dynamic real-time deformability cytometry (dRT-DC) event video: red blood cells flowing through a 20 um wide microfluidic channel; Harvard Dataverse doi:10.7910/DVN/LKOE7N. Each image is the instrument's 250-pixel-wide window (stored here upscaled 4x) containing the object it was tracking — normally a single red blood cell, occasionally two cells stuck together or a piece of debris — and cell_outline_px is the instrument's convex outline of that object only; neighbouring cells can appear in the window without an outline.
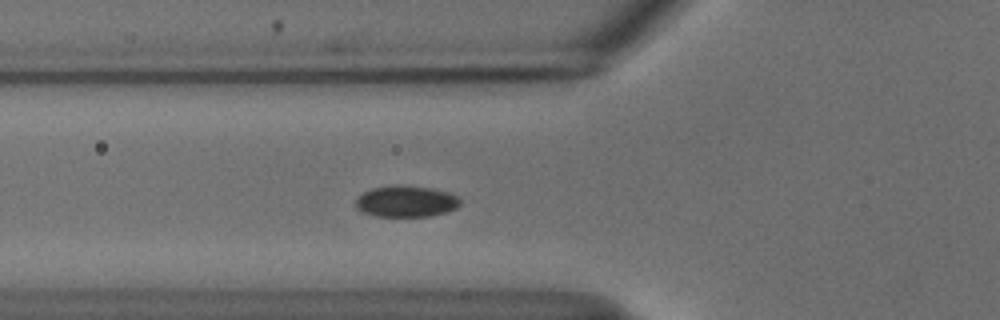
{"species": "common noctule bat (a hibernating species)", "species_latin": "Nyctalus noctula", "temperature_condition": "cold", "stored_images_in_passage": 36, "camera_frame_rate_fps": 3000, "um_per_image_px": 0.085, "animal": {"sex": "male", "body_mass_g": 18.8}, "frame": {"image": 1, "passage_image": 2, "time_ms": 0.333, "image_size_px": [1000, 320], "cell_outline_px": [[460, 204], [456, 208], [444, 212], [428, 216], [376, 216], [360, 212], [356, 208], [356, 200], [364, 192], [372, 188], [396, 184], [432, 188], [448, 192], [456, 196], [460, 200]], "centroid_in_image_um": [34.49, 17.11], "position_along_channel_um": 91.3, "area_um2": 19.02}}
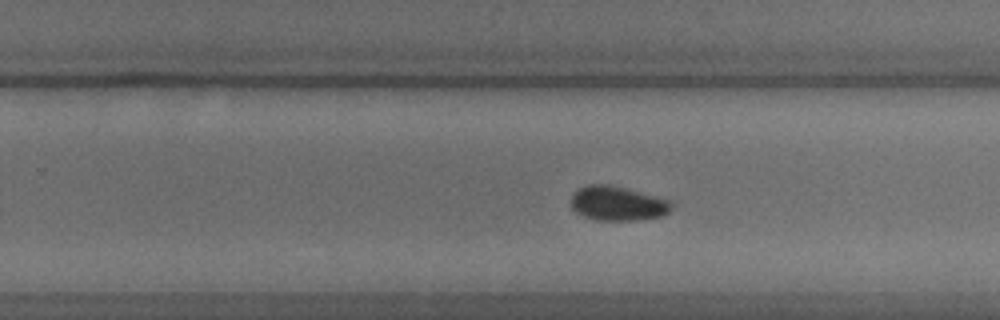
{"frame": {"image": 2, "passage_image": 17, "time_ms": 5.333, "image_size_px": [1000, 320], "cell_outline_px": [[672, 208], [664, 216], [640, 220], [596, 220], [584, 216], [576, 212], [572, 208], [572, 192], [588, 184], [608, 184], [624, 188], [668, 200], [672, 204]], "centroid_in_image_um": [52.48, 17.3], "position_along_channel_um": 277.3, "area_um2": 20.0}}
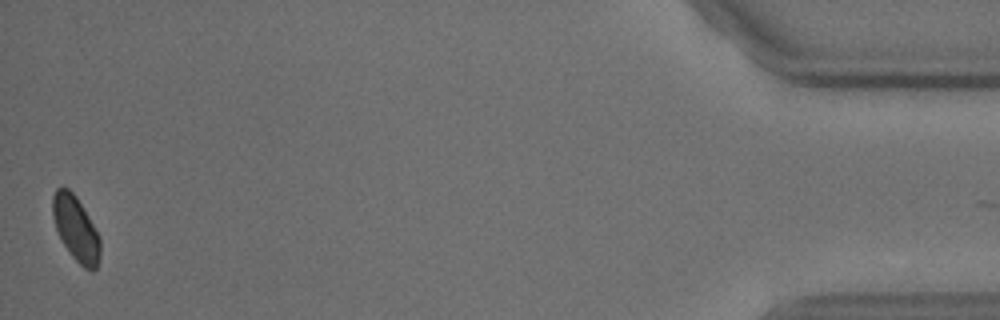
{"frame": {"image": 3, "passage_image": 36, "time_ms": 11.667, "image_size_px": [1000, 320], "cell_outline_px": [[100, 256], [96, 268], [84, 268], [72, 256], [64, 244], [56, 228], [52, 216], [52, 196], [56, 188], [68, 188], [76, 196], [100, 236]], "centroid_in_image_um": [6.44, 19.4], "position_along_channel_um": 428.8, "area_um2": 17.63}}